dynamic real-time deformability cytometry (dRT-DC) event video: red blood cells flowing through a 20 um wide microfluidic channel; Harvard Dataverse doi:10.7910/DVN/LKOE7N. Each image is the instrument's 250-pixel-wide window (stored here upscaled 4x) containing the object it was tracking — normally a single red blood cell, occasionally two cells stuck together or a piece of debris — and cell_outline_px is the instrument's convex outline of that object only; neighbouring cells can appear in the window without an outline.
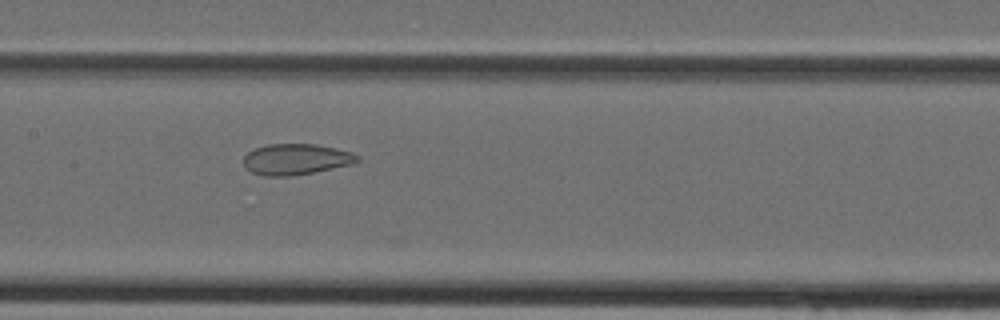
{"species": "Egyptian fruit bat (a non-hibernating species)", "species_latin": "Rousettus aegyptiacus", "temperature_condition": "cold", "stored_images_in_passage": 26, "camera_frame_rate_fps": 3000, "um_per_image_px": 0.085, "animal": {"sex": "female"}, "frame": {"image": 1, "passage_image": 9, "time_ms": 2.667, "image_size_px": [1000, 320], "cell_outline_px": [[360, 160], [352, 164], [292, 176], [264, 176], [252, 172], [244, 168], [244, 156], [248, 152], [256, 148], [268, 144], [316, 144], [336, 148], [352, 152], [360, 156]], "centroid_in_image_um": [25.16, 13.53], "position_along_channel_um": 182.2, "area_um2": 20.52}}
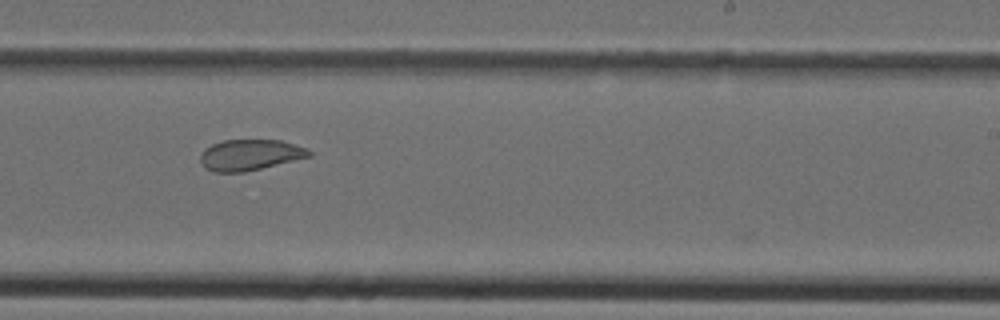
{"frame": {"image": 2, "passage_image": 14, "time_ms": 4.333, "image_size_px": [1000, 320], "cell_outline_px": [[312, 156], [244, 172], [212, 172], [204, 168], [200, 160], [200, 156], [204, 148], [212, 144], [224, 140], [280, 140], [308, 148], [312, 152]], "centroid_in_image_um": [21.24, 13.16], "position_along_channel_um": 267.8, "area_um2": 19.65}}
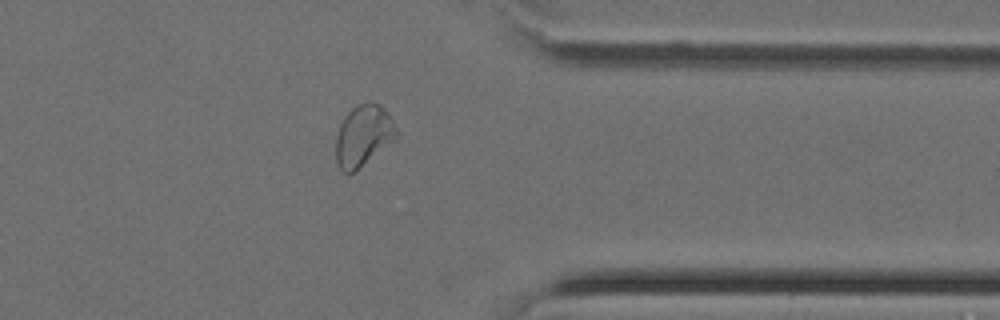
{"frame": {"image": 3, "passage_image": 21, "time_ms": 6.667, "image_size_px": [1000, 320], "cell_outline_px": [[400, 136], [356, 172], [344, 172], [340, 168], [336, 160], [336, 136], [340, 124], [344, 116], [356, 104], [368, 100], [380, 104], [384, 108], [400, 132]], "centroid_in_image_um": [30.92, 11.51], "position_along_channel_um": 380.5, "area_um2": 22.14}}